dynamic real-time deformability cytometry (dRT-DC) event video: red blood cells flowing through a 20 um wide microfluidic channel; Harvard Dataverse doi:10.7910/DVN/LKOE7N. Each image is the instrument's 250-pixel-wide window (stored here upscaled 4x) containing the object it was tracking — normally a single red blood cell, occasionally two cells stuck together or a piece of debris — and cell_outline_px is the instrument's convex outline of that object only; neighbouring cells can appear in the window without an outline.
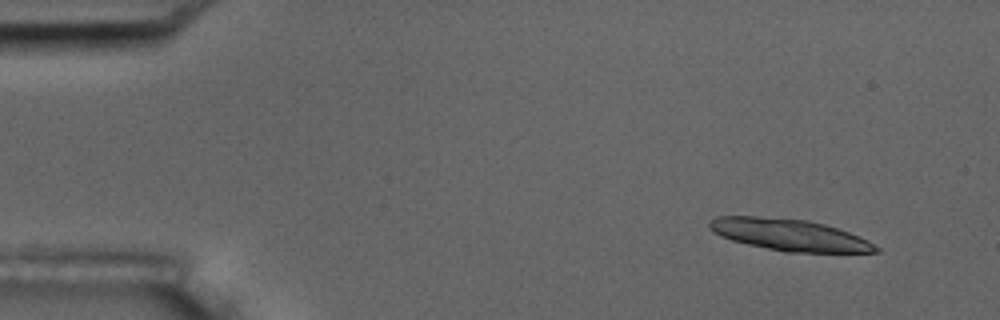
{"species": "common noctule bat (a hibernating species)", "species_latin": "Nyctalus noctula", "temperature_condition": "room temperature", "stored_images_in_passage": 10, "camera_frame_rate_fps": 3000, "um_per_image_px": 0.085, "animal": {"sex": "male", "body_mass_g": 17.5, "forearm_length_mm": 52.3}, "frame": {"image": 1, "passage_image": 1, "time_ms": 0.0, "image_size_px": [1000, 320], "cell_outline_px": [[880, 252], [784, 252], [748, 244], [732, 240], [720, 236], [712, 232], [708, 228], [708, 224], [716, 216], [756, 216], [808, 220], [824, 224], [848, 232], [868, 240], [880, 248]], "centroid_in_image_um": [67.07, 19.96], "position_along_channel_um": 17.9, "area_um2": 30.58}}
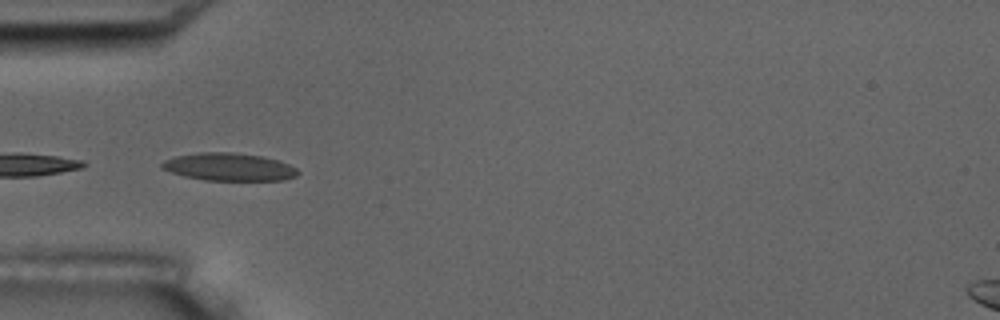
{"frame": {"image": 2, "passage_image": 5, "time_ms": 4.333, "image_size_px": [1000, 320], "cell_outline_px": [[300, 172], [296, 176], [284, 180], [204, 180], [184, 176], [160, 168], [160, 164], [164, 160], [176, 156], [196, 152], [232, 152], [264, 156], [280, 160], [296, 168]], "centroid_in_image_um": [19.47, 14.18], "position_along_channel_um": 65.5, "area_um2": 22.14}}
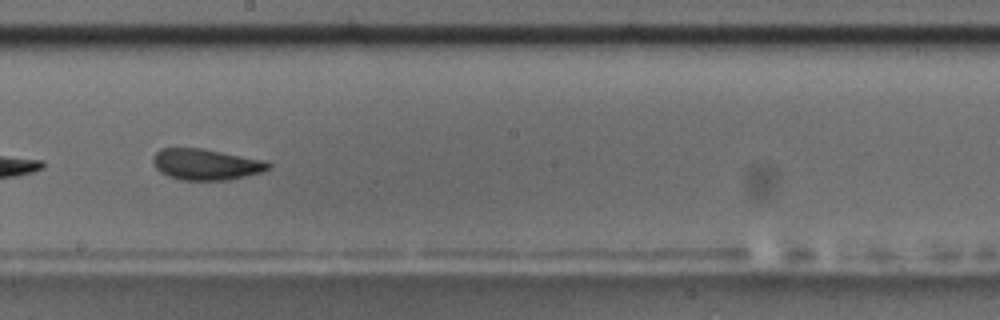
{"frame": {"image": 3, "passage_image": 9, "time_ms": 9.0, "image_size_px": [1000, 320], "cell_outline_px": [[272, 164], [268, 168], [260, 172], [228, 180], [180, 180], [168, 176], [160, 172], [156, 168], [152, 160], [152, 156], [160, 148], [204, 148], [268, 160]], "centroid_in_image_um": [17.5, 13.96], "position_along_channel_um": 230.7, "area_um2": 21.15}}